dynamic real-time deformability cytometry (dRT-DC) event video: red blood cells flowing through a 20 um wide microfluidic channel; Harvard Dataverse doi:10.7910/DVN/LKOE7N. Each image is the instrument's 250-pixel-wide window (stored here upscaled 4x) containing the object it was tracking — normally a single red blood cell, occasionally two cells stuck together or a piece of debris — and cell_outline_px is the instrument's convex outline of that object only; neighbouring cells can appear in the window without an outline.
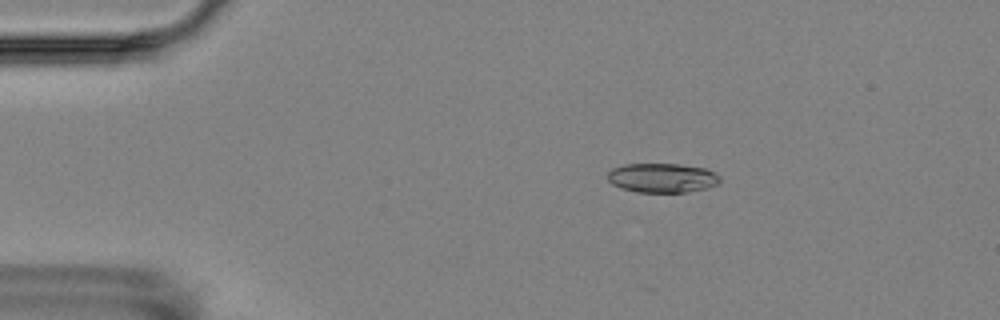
{"species": "Egyptian fruit bat (a non-hibernating species)", "species_latin": "Rousettus aegyptiacus", "temperature_condition": "room temperature", "stored_images_in_passage": 6, "camera_frame_rate_fps": 3000, "um_per_image_px": 0.085, "animal": {"sex": "female"}, "frame": {"image": 1, "passage_image": 3, "time_ms": 2.333, "image_size_px": [1000, 320], "cell_outline_px": [[720, 180], [716, 184], [708, 188], [688, 192], [636, 192], [620, 188], [612, 184], [608, 180], [608, 172], [612, 168], [624, 164], [680, 164], [704, 168], [716, 172], [720, 176]], "centroid_in_image_um": [56.29, 15.12], "position_along_channel_um": 28.7, "area_um2": 19.36}}